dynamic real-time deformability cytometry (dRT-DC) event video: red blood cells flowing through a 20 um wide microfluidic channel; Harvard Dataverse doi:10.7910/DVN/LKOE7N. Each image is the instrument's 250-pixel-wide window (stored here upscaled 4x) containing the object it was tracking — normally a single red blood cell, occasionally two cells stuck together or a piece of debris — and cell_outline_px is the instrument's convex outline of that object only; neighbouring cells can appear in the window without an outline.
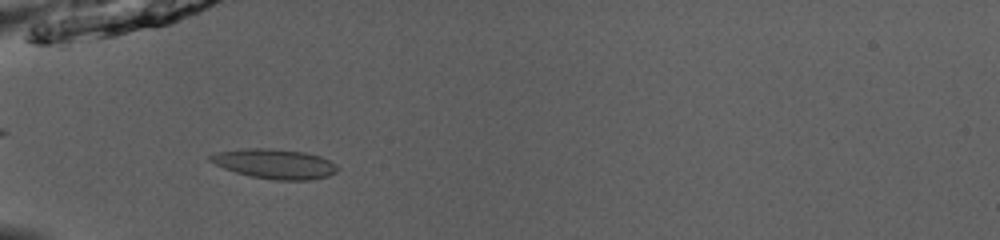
{"species": "common noctule bat (a hibernating species)", "species_latin": "Nyctalus noctula", "temperature_condition": "room temperature", "stored_images_in_passage": 23, "camera_frame_rate_fps": 3000, "um_per_image_px": 0.085, "animal": {"sex": "male", "body_mass_g": 13.0, "forearm_length_mm": 53.1}, "frame": {"image": 1, "passage_image": 1, "time_ms": 0.0, "image_size_px": [1000, 240], "cell_outline_px": [[340, 168], [336, 172], [328, 176], [312, 180], [276, 180], [252, 176], [236, 172], [224, 168], [208, 160], [208, 156], [216, 152], [244, 148], [268, 148], [304, 152], [320, 156], [328, 160]], "centroid_in_image_um": [23.35, 13.92], "position_along_channel_um": 61.7, "area_um2": 21.96}}
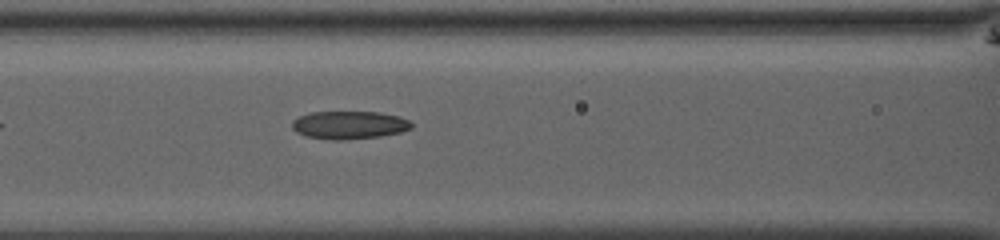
{"frame": {"image": 2, "passage_image": 7, "time_ms": 2.0, "image_size_px": [1000, 240], "cell_outline_px": [[412, 128], [400, 132], [380, 136], [344, 140], [332, 140], [304, 136], [296, 132], [292, 128], [292, 120], [300, 116], [312, 112], [380, 112], [400, 116], [408, 120], [412, 124]], "centroid_in_image_um": [29.67, 10.63], "position_along_channel_um": 136.9, "area_um2": 19.54}}
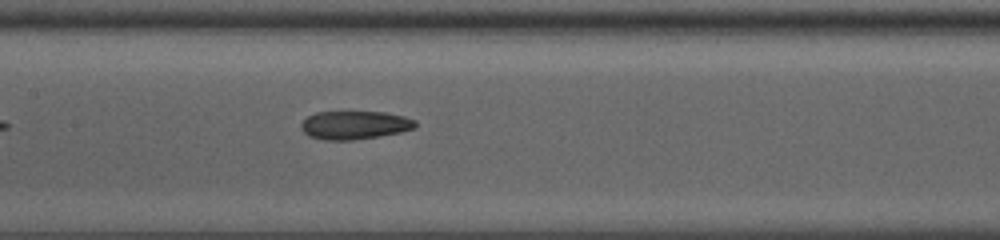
{"frame": {"image": 3, "passage_image": 10, "time_ms": 3.0, "image_size_px": [1000, 240], "cell_outline_px": [[416, 128], [400, 132], [380, 136], [352, 140], [324, 140], [308, 136], [300, 128], [300, 124], [308, 116], [316, 112], [384, 112], [404, 116], [416, 120]], "centroid_in_image_um": [30.14, 10.63], "position_along_channel_um": 177.3, "area_um2": 18.96}}